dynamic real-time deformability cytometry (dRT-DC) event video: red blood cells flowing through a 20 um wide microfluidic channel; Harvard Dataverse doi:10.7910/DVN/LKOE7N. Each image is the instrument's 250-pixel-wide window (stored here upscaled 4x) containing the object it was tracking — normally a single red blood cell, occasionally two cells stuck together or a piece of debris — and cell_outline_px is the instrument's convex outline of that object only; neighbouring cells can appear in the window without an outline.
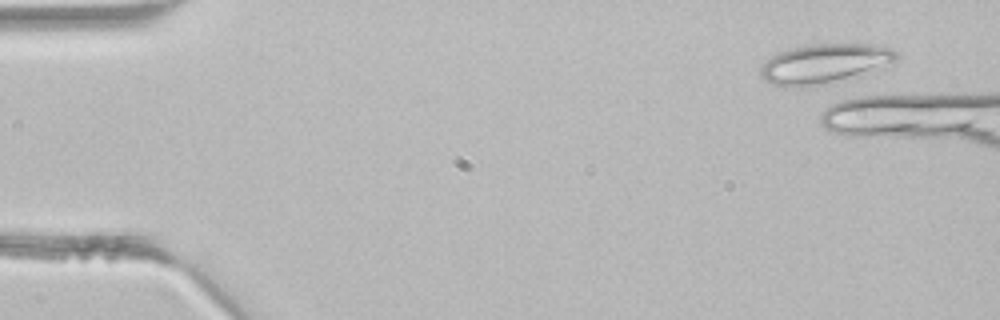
{"species": "common noctule bat (a hibernating species)", "species_latin": "Nyctalus noctula", "temperature_condition": "room temperature", "stored_images_in_passage": 5, "camera_frame_rate_fps": 3000, "um_per_image_px": 0.085, "animal": {"sex": "male", "body_mass_g": 21.5, "forearm_length_mm": 52.0}, "frame": {"image": 1, "passage_image": 1, "time_ms": 0.0, "image_size_px": [1000, 320], "cell_outline_px": [[896, 56], [892, 60], [872, 72], [860, 76], [828, 84], [800, 88], [792, 88], [772, 84], [764, 80], [760, 76], [760, 68], [772, 56], [780, 52], [792, 48], [808, 44], [872, 44], [892, 48], [896, 52]], "centroid_in_image_um": [70.04, 5.44], "position_along_channel_um": 15.0, "area_um2": 31.44}}